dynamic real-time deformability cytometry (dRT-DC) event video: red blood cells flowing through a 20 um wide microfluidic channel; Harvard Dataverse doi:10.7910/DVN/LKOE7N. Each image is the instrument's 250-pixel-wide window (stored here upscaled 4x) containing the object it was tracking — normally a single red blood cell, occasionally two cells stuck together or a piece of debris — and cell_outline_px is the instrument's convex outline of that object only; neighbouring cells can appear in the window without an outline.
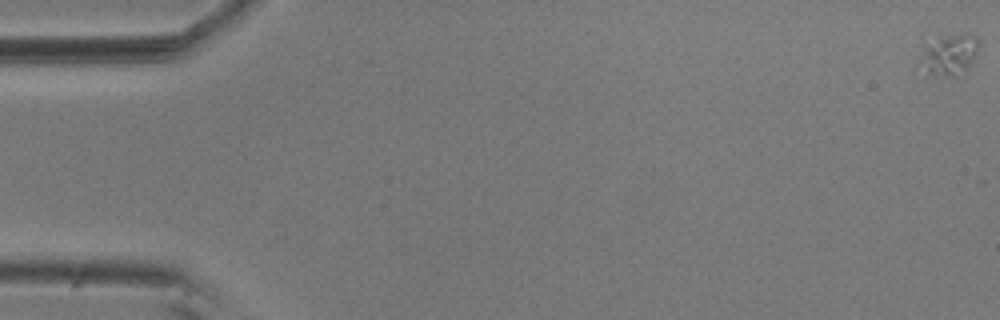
{"species": "common noctule bat (a hibernating species)", "species_latin": "Nyctalus noctula", "temperature_condition": "room temperature", "stored_images_in_passage": 6, "camera_frame_rate_fps": 3000, "um_per_image_px": 0.085, "animal": {"sex": "male", "body_mass_g": 20.5, "forearm_length_mm": 52.5}, "frame": {"image": 1, "passage_image": 1, "time_ms": 0.0, "image_size_px": [1000, 320], "cell_outline_px": [[980, 44], [972, 60], [956, 76], [928, 76], [916, 68], [916, 64], [920, 56], [928, 48], [940, 40], [948, 36], [976, 36], [980, 40]], "centroid_in_image_um": [80.62, 4.76], "position_along_channel_um": 4.4, "area_um2": 13.35}}